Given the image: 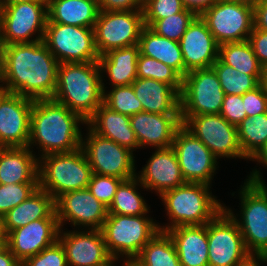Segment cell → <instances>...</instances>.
<instances>
[{
	"mask_svg": "<svg viewBox=\"0 0 267 266\" xmlns=\"http://www.w3.org/2000/svg\"><path fill=\"white\" fill-rule=\"evenodd\" d=\"M87 1L93 2L94 4L98 5L99 7H100V4L102 2V0H87Z\"/></svg>",
	"mask_w": 267,
	"mask_h": 266,
	"instance_id": "cell-61",
	"label": "cell"
},
{
	"mask_svg": "<svg viewBox=\"0 0 267 266\" xmlns=\"http://www.w3.org/2000/svg\"><path fill=\"white\" fill-rule=\"evenodd\" d=\"M254 27L267 31V0H261L254 7Z\"/></svg>",
	"mask_w": 267,
	"mask_h": 266,
	"instance_id": "cell-48",
	"label": "cell"
},
{
	"mask_svg": "<svg viewBox=\"0 0 267 266\" xmlns=\"http://www.w3.org/2000/svg\"><path fill=\"white\" fill-rule=\"evenodd\" d=\"M0 13L3 45L44 40L48 19L47 2L13 4L0 9ZM36 33L38 34L36 38H32Z\"/></svg>",
	"mask_w": 267,
	"mask_h": 266,
	"instance_id": "cell-12",
	"label": "cell"
},
{
	"mask_svg": "<svg viewBox=\"0 0 267 266\" xmlns=\"http://www.w3.org/2000/svg\"><path fill=\"white\" fill-rule=\"evenodd\" d=\"M103 94V103L110 109L127 116L143 111L140 100L136 97L132 85L112 87Z\"/></svg>",
	"mask_w": 267,
	"mask_h": 266,
	"instance_id": "cell-38",
	"label": "cell"
},
{
	"mask_svg": "<svg viewBox=\"0 0 267 266\" xmlns=\"http://www.w3.org/2000/svg\"><path fill=\"white\" fill-rule=\"evenodd\" d=\"M88 127L101 137L110 139L131 151L139 149L130 123V116L118 113L102 103L86 121Z\"/></svg>",
	"mask_w": 267,
	"mask_h": 266,
	"instance_id": "cell-25",
	"label": "cell"
},
{
	"mask_svg": "<svg viewBox=\"0 0 267 266\" xmlns=\"http://www.w3.org/2000/svg\"><path fill=\"white\" fill-rule=\"evenodd\" d=\"M145 216L108 214L101 231L112 259L125 255L126 261L132 262L160 231L158 223Z\"/></svg>",
	"mask_w": 267,
	"mask_h": 266,
	"instance_id": "cell-7",
	"label": "cell"
},
{
	"mask_svg": "<svg viewBox=\"0 0 267 266\" xmlns=\"http://www.w3.org/2000/svg\"><path fill=\"white\" fill-rule=\"evenodd\" d=\"M38 187L39 183L0 184V219L30 197Z\"/></svg>",
	"mask_w": 267,
	"mask_h": 266,
	"instance_id": "cell-40",
	"label": "cell"
},
{
	"mask_svg": "<svg viewBox=\"0 0 267 266\" xmlns=\"http://www.w3.org/2000/svg\"><path fill=\"white\" fill-rule=\"evenodd\" d=\"M29 147L0 151V184L38 183L39 158Z\"/></svg>",
	"mask_w": 267,
	"mask_h": 266,
	"instance_id": "cell-27",
	"label": "cell"
},
{
	"mask_svg": "<svg viewBox=\"0 0 267 266\" xmlns=\"http://www.w3.org/2000/svg\"><path fill=\"white\" fill-rule=\"evenodd\" d=\"M0 43H2L1 41V13H0Z\"/></svg>",
	"mask_w": 267,
	"mask_h": 266,
	"instance_id": "cell-62",
	"label": "cell"
},
{
	"mask_svg": "<svg viewBox=\"0 0 267 266\" xmlns=\"http://www.w3.org/2000/svg\"><path fill=\"white\" fill-rule=\"evenodd\" d=\"M207 238L209 266H238L252 256L237 222L225 209L207 223Z\"/></svg>",
	"mask_w": 267,
	"mask_h": 266,
	"instance_id": "cell-11",
	"label": "cell"
},
{
	"mask_svg": "<svg viewBox=\"0 0 267 266\" xmlns=\"http://www.w3.org/2000/svg\"><path fill=\"white\" fill-rule=\"evenodd\" d=\"M182 125L196 136L219 159L241 158L248 160L241 150L237 126L220 114L181 117Z\"/></svg>",
	"mask_w": 267,
	"mask_h": 266,
	"instance_id": "cell-15",
	"label": "cell"
},
{
	"mask_svg": "<svg viewBox=\"0 0 267 266\" xmlns=\"http://www.w3.org/2000/svg\"><path fill=\"white\" fill-rule=\"evenodd\" d=\"M132 262L137 266H181L175 245L164 231H159Z\"/></svg>",
	"mask_w": 267,
	"mask_h": 266,
	"instance_id": "cell-32",
	"label": "cell"
},
{
	"mask_svg": "<svg viewBox=\"0 0 267 266\" xmlns=\"http://www.w3.org/2000/svg\"><path fill=\"white\" fill-rule=\"evenodd\" d=\"M137 78L154 79L169 84L179 93L182 90L183 77L172 67L154 58L139 54L137 60Z\"/></svg>",
	"mask_w": 267,
	"mask_h": 266,
	"instance_id": "cell-37",
	"label": "cell"
},
{
	"mask_svg": "<svg viewBox=\"0 0 267 266\" xmlns=\"http://www.w3.org/2000/svg\"><path fill=\"white\" fill-rule=\"evenodd\" d=\"M7 248V236L0 229V253Z\"/></svg>",
	"mask_w": 267,
	"mask_h": 266,
	"instance_id": "cell-54",
	"label": "cell"
},
{
	"mask_svg": "<svg viewBox=\"0 0 267 266\" xmlns=\"http://www.w3.org/2000/svg\"><path fill=\"white\" fill-rule=\"evenodd\" d=\"M211 185L186 182L185 184L163 192L159 197L165 205L170 225H159L166 232L174 227L204 225L211 221L224 205L212 196Z\"/></svg>",
	"mask_w": 267,
	"mask_h": 266,
	"instance_id": "cell-5",
	"label": "cell"
},
{
	"mask_svg": "<svg viewBox=\"0 0 267 266\" xmlns=\"http://www.w3.org/2000/svg\"><path fill=\"white\" fill-rule=\"evenodd\" d=\"M44 43L59 63L98 62L94 28L46 23Z\"/></svg>",
	"mask_w": 267,
	"mask_h": 266,
	"instance_id": "cell-9",
	"label": "cell"
},
{
	"mask_svg": "<svg viewBox=\"0 0 267 266\" xmlns=\"http://www.w3.org/2000/svg\"><path fill=\"white\" fill-rule=\"evenodd\" d=\"M123 261L124 263L122 264V266H137L134 262H128L125 259Z\"/></svg>",
	"mask_w": 267,
	"mask_h": 266,
	"instance_id": "cell-58",
	"label": "cell"
},
{
	"mask_svg": "<svg viewBox=\"0 0 267 266\" xmlns=\"http://www.w3.org/2000/svg\"><path fill=\"white\" fill-rule=\"evenodd\" d=\"M21 266H68L63 246L57 240L35 256L29 257Z\"/></svg>",
	"mask_w": 267,
	"mask_h": 266,
	"instance_id": "cell-43",
	"label": "cell"
},
{
	"mask_svg": "<svg viewBox=\"0 0 267 266\" xmlns=\"http://www.w3.org/2000/svg\"><path fill=\"white\" fill-rule=\"evenodd\" d=\"M122 179L113 176H103L92 173L87 189L106 207H109Z\"/></svg>",
	"mask_w": 267,
	"mask_h": 266,
	"instance_id": "cell-42",
	"label": "cell"
},
{
	"mask_svg": "<svg viewBox=\"0 0 267 266\" xmlns=\"http://www.w3.org/2000/svg\"><path fill=\"white\" fill-rule=\"evenodd\" d=\"M0 266H21V262L6 248L0 253Z\"/></svg>",
	"mask_w": 267,
	"mask_h": 266,
	"instance_id": "cell-50",
	"label": "cell"
},
{
	"mask_svg": "<svg viewBox=\"0 0 267 266\" xmlns=\"http://www.w3.org/2000/svg\"><path fill=\"white\" fill-rule=\"evenodd\" d=\"M4 148H5L4 145L0 141V151H2Z\"/></svg>",
	"mask_w": 267,
	"mask_h": 266,
	"instance_id": "cell-63",
	"label": "cell"
},
{
	"mask_svg": "<svg viewBox=\"0 0 267 266\" xmlns=\"http://www.w3.org/2000/svg\"><path fill=\"white\" fill-rule=\"evenodd\" d=\"M130 123L139 149L147 145L155 149L172 147L175 133L182 125L180 114H156L145 111L130 116Z\"/></svg>",
	"mask_w": 267,
	"mask_h": 266,
	"instance_id": "cell-23",
	"label": "cell"
},
{
	"mask_svg": "<svg viewBox=\"0 0 267 266\" xmlns=\"http://www.w3.org/2000/svg\"><path fill=\"white\" fill-rule=\"evenodd\" d=\"M211 67L227 95H243L247 91L255 89L261 83L262 76H252L237 71L232 66L224 64L219 58Z\"/></svg>",
	"mask_w": 267,
	"mask_h": 266,
	"instance_id": "cell-36",
	"label": "cell"
},
{
	"mask_svg": "<svg viewBox=\"0 0 267 266\" xmlns=\"http://www.w3.org/2000/svg\"><path fill=\"white\" fill-rule=\"evenodd\" d=\"M242 100L247 117L267 112V95L261 84L255 89L244 93Z\"/></svg>",
	"mask_w": 267,
	"mask_h": 266,
	"instance_id": "cell-45",
	"label": "cell"
},
{
	"mask_svg": "<svg viewBox=\"0 0 267 266\" xmlns=\"http://www.w3.org/2000/svg\"><path fill=\"white\" fill-rule=\"evenodd\" d=\"M172 148L185 182L212 183L218 158L183 125L175 133Z\"/></svg>",
	"mask_w": 267,
	"mask_h": 266,
	"instance_id": "cell-16",
	"label": "cell"
},
{
	"mask_svg": "<svg viewBox=\"0 0 267 266\" xmlns=\"http://www.w3.org/2000/svg\"><path fill=\"white\" fill-rule=\"evenodd\" d=\"M100 8L87 0H50L47 22L94 28Z\"/></svg>",
	"mask_w": 267,
	"mask_h": 266,
	"instance_id": "cell-30",
	"label": "cell"
},
{
	"mask_svg": "<svg viewBox=\"0 0 267 266\" xmlns=\"http://www.w3.org/2000/svg\"><path fill=\"white\" fill-rule=\"evenodd\" d=\"M224 97L212 67L189 71L182 81L180 116L220 114Z\"/></svg>",
	"mask_w": 267,
	"mask_h": 266,
	"instance_id": "cell-8",
	"label": "cell"
},
{
	"mask_svg": "<svg viewBox=\"0 0 267 266\" xmlns=\"http://www.w3.org/2000/svg\"><path fill=\"white\" fill-rule=\"evenodd\" d=\"M141 172V173H140ZM142 189L163 192L185 184L178 158L172 147L155 149L142 171L136 174Z\"/></svg>",
	"mask_w": 267,
	"mask_h": 266,
	"instance_id": "cell-22",
	"label": "cell"
},
{
	"mask_svg": "<svg viewBox=\"0 0 267 266\" xmlns=\"http://www.w3.org/2000/svg\"><path fill=\"white\" fill-rule=\"evenodd\" d=\"M260 262V264H259ZM261 263L267 264V257L265 256H251L247 261L238 266H260Z\"/></svg>",
	"mask_w": 267,
	"mask_h": 266,
	"instance_id": "cell-52",
	"label": "cell"
},
{
	"mask_svg": "<svg viewBox=\"0 0 267 266\" xmlns=\"http://www.w3.org/2000/svg\"><path fill=\"white\" fill-rule=\"evenodd\" d=\"M86 121L53 98L34 100L31 111L28 147L39 145L40 157L53 153H67L81 147Z\"/></svg>",
	"mask_w": 267,
	"mask_h": 266,
	"instance_id": "cell-2",
	"label": "cell"
},
{
	"mask_svg": "<svg viewBox=\"0 0 267 266\" xmlns=\"http://www.w3.org/2000/svg\"><path fill=\"white\" fill-rule=\"evenodd\" d=\"M261 174L259 170H253L240 188V218L226 205L224 207L237 222L252 256L267 255V185Z\"/></svg>",
	"mask_w": 267,
	"mask_h": 266,
	"instance_id": "cell-4",
	"label": "cell"
},
{
	"mask_svg": "<svg viewBox=\"0 0 267 266\" xmlns=\"http://www.w3.org/2000/svg\"><path fill=\"white\" fill-rule=\"evenodd\" d=\"M140 54L139 45L135 44L119 49L109 50L100 55V71L108 74L112 87L132 85L137 79V60Z\"/></svg>",
	"mask_w": 267,
	"mask_h": 266,
	"instance_id": "cell-29",
	"label": "cell"
},
{
	"mask_svg": "<svg viewBox=\"0 0 267 266\" xmlns=\"http://www.w3.org/2000/svg\"><path fill=\"white\" fill-rule=\"evenodd\" d=\"M39 219L58 218L55 212L54 198L38 187L30 197L0 219V229L7 235L9 232Z\"/></svg>",
	"mask_w": 267,
	"mask_h": 266,
	"instance_id": "cell-24",
	"label": "cell"
},
{
	"mask_svg": "<svg viewBox=\"0 0 267 266\" xmlns=\"http://www.w3.org/2000/svg\"><path fill=\"white\" fill-rule=\"evenodd\" d=\"M145 0H102L100 11L142 10Z\"/></svg>",
	"mask_w": 267,
	"mask_h": 266,
	"instance_id": "cell-47",
	"label": "cell"
},
{
	"mask_svg": "<svg viewBox=\"0 0 267 266\" xmlns=\"http://www.w3.org/2000/svg\"><path fill=\"white\" fill-rule=\"evenodd\" d=\"M59 64L44 41L4 45L1 87L34 100L53 98Z\"/></svg>",
	"mask_w": 267,
	"mask_h": 266,
	"instance_id": "cell-1",
	"label": "cell"
},
{
	"mask_svg": "<svg viewBox=\"0 0 267 266\" xmlns=\"http://www.w3.org/2000/svg\"><path fill=\"white\" fill-rule=\"evenodd\" d=\"M262 87L264 88L265 94L267 95V68L263 70L261 83Z\"/></svg>",
	"mask_w": 267,
	"mask_h": 266,
	"instance_id": "cell-57",
	"label": "cell"
},
{
	"mask_svg": "<svg viewBox=\"0 0 267 266\" xmlns=\"http://www.w3.org/2000/svg\"><path fill=\"white\" fill-rule=\"evenodd\" d=\"M34 99L7 92L0 99V141L4 147H28Z\"/></svg>",
	"mask_w": 267,
	"mask_h": 266,
	"instance_id": "cell-18",
	"label": "cell"
},
{
	"mask_svg": "<svg viewBox=\"0 0 267 266\" xmlns=\"http://www.w3.org/2000/svg\"><path fill=\"white\" fill-rule=\"evenodd\" d=\"M38 158L39 188L48 192L54 200L66 192L88 187L92 169L81 147L72 152L53 153Z\"/></svg>",
	"mask_w": 267,
	"mask_h": 266,
	"instance_id": "cell-6",
	"label": "cell"
},
{
	"mask_svg": "<svg viewBox=\"0 0 267 266\" xmlns=\"http://www.w3.org/2000/svg\"><path fill=\"white\" fill-rule=\"evenodd\" d=\"M179 45L183 54L184 76L189 71L211 67L218 59L219 44L198 15L189 24Z\"/></svg>",
	"mask_w": 267,
	"mask_h": 266,
	"instance_id": "cell-20",
	"label": "cell"
},
{
	"mask_svg": "<svg viewBox=\"0 0 267 266\" xmlns=\"http://www.w3.org/2000/svg\"><path fill=\"white\" fill-rule=\"evenodd\" d=\"M171 237L181 266H209L207 224L174 227Z\"/></svg>",
	"mask_w": 267,
	"mask_h": 266,
	"instance_id": "cell-26",
	"label": "cell"
},
{
	"mask_svg": "<svg viewBox=\"0 0 267 266\" xmlns=\"http://www.w3.org/2000/svg\"><path fill=\"white\" fill-rule=\"evenodd\" d=\"M200 17L219 45L248 40L254 27V8L229 0H218Z\"/></svg>",
	"mask_w": 267,
	"mask_h": 266,
	"instance_id": "cell-13",
	"label": "cell"
},
{
	"mask_svg": "<svg viewBox=\"0 0 267 266\" xmlns=\"http://www.w3.org/2000/svg\"><path fill=\"white\" fill-rule=\"evenodd\" d=\"M58 241L64 248L68 266H104L112 260L101 230L63 232L60 228Z\"/></svg>",
	"mask_w": 267,
	"mask_h": 266,
	"instance_id": "cell-19",
	"label": "cell"
},
{
	"mask_svg": "<svg viewBox=\"0 0 267 266\" xmlns=\"http://www.w3.org/2000/svg\"><path fill=\"white\" fill-rule=\"evenodd\" d=\"M251 161H257L258 163L263 164L267 168V141L264 146L255 154L251 159Z\"/></svg>",
	"mask_w": 267,
	"mask_h": 266,
	"instance_id": "cell-51",
	"label": "cell"
},
{
	"mask_svg": "<svg viewBox=\"0 0 267 266\" xmlns=\"http://www.w3.org/2000/svg\"><path fill=\"white\" fill-rule=\"evenodd\" d=\"M139 183L140 181L136 176L122 181L117 187L112 203L108 207V214L147 215L150 209L141 193H138L137 187L140 185Z\"/></svg>",
	"mask_w": 267,
	"mask_h": 266,
	"instance_id": "cell-34",
	"label": "cell"
},
{
	"mask_svg": "<svg viewBox=\"0 0 267 266\" xmlns=\"http://www.w3.org/2000/svg\"><path fill=\"white\" fill-rule=\"evenodd\" d=\"M185 9L193 11L200 16L205 10L209 9L218 0H181Z\"/></svg>",
	"mask_w": 267,
	"mask_h": 266,
	"instance_id": "cell-49",
	"label": "cell"
},
{
	"mask_svg": "<svg viewBox=\"0 0 267 266\" xmlns=\"http://www.w3.org/2000/svg\"><path fill=\"white\" fill-rule=\"evenodd\" d=\"M117 261V259H112L111 261H109L106 265L104 266H115V262Z\"/></svg>",
	"mask_w": 267,
	"mask_h": 266,
	"instance_id": "cell-60",
	"label": "cell"
},
{
	"mask_svg": "<svg viewBox=\"0 0 267 266\" xmlns=\"http://www.w3.org/2000/svg\"><path fill=\"white\" fill-rule=\"evenodd\" d=\"M85 138L82 135L81 148L84 151L92 173L128 180L137 174L133 151L116 142L101 137L88 127Z\"/></svg>",
	"mask_w": 267,
	"mask_h": 266,
	"instance_id": "cell-10",
	"label": "cell"
},
{
	"mask_svg": "<svg viewBox=\"0 0 267 266\" xmlns=\"http://www.w3.org/2000/svg\"><path fill=\"white\" fill-rule=\"evenodd\" d=\"M181 0H145L143 17L146 27H150L156 20L178 14L184 10Z\"/></svg>",
	"mask_w": 267,
	"mask_h": 266,
	"instance_id": "cell-41",
	"label": "cell"
},
{
	"mask_svg": "<svg viewBox=\"0 0 267 266\" xmlns=\"http://www.w3.org/2000/svg\"><path fill=\"white\" fill-rule=\"evenodd\" d=\"M0 9H2V0H0Z\"/></svg>",
	"mask_w": 267,
	"mask_h": 266,
	"instance_id": "cell-64",
	"label": "cell"
},
{
	"mask_svg": "<svg viewBox=\"0 0 267 266\" xmlns=\"http://www.w3.org/2000/svg\"><path fill=\"white\" fill-rule=\"evenodd\" d=\"M243 155L250 160L267 141V112L246 117L237 125Z\"/></svg>",
	"mask_w": 267,
	"mask_h": 266,
	"instance_id": "cell-35",
	"label": "cell"
},
{
	"mask_svg": "<svg viewBox=\"0 0 267 266\" xmlns=\"http://www.w3.org/2000/svg\"><path fill=\"white\" fill-rule=\"evenodd\" d=\"M218 58L237 71L262 76L264 68L255 56L248 40L219 45Z\"/></svg>",
	"mask_w": 267,
	"mask_h": 266,
	"instance_id": "cell-33",
	"label": "cell"
},
{
	"mask_svg": "<svg viewBox=\"0 0 267 266\" xmlns=\"http://www.w3.org/2000/svg\"><path fill=\"white\" fill-rule=\"evenodd\" d=\"M248 41L262 67L267 68V31L253 27Z\"/></svg>",
	"mask_w": 267,
	"mask_h": 266,
	"instance_id": "cell-46",
	"label": "cell"
},
{
	"mask_svg": "<svg viewBox=\"0 0 267 266\" xmlns=\"http://www.w3.org/2000/svg\"><path fill=\"white\" fill-rule=\"evenodd\" d=\"M144 27L142 10L100 11L94 26L98 54L138 44Z\"/></svg>",
	"mask_w": 267,
	"mask_h": 266,
	"instance_id": "cell-14",
	"label": "cell"
},
{
	"mask_svg": "<svg viewBox=\"0 0 267 266\" xmlns=\"http://www.w3.org/2000/svg\"><path fill=\"white\" fill-rule=\"evenodd\" d=\"M102 77L98 62L60 63L53 99L87 121L103 103Z\"/></svg>",
	"mask_w": 267,
	"mask_h": 266,
	"instance_id": "cell-3",
	"label": "cell"
},
{
	"mask_svg": "<svg viewBox=\"0 0 267 266\" xmlns=\"http://www.w3.org/2000/svg\"><path fill=\"white\" fill-rule=\"evenodd\" d=\"M32 1H44V0H2V8L11 6L13 4L28 3Z\"/></svg>",
	"mask_w": 267,
	"mask_h": 266,
	"instance_id": "cell-53",
	"label": "cell"
},
{
	"mask_svg": "<svg viewBox=\"0 0 267 266\" xmlns=\"http://www.w3.org/2000/svg\"><path fill=\"white\" fill-rule=\"evenodd\" d=\"M55 212L60 228L65 225V221H68L74 227L81 226V230L82 227L85 230H101L108 216V207L98 201L86 188L59 196L55 200Z\"/></svg>",
	"mask_w": 267,
	"mask_h": 266,
	"instance_id": "cell-17",
	"label": "cell"
},
{
	"mask_svg": "<svg viewBox=\"0 0 267 266\" xmlns=\"http://www.w3.org/2000/svg\"><path fill=\"white\" fill-rule=\"evenodd\" d=\"M58 219H39L19 227L7 236V248L22 263L58 240Z\"/></svg>",
	"mask_w": 267,
	"mask_h": 266,
	"instance_id": "cell-21",
	"label": "cell"
},
{
	"mask_svg": "<svg viewBox=\"0 0 267 266\" xmlns=\"http://www.w3.org/2000/svg\"><path fill=\"white\" fill-rule=\"evenodd\" d=\"M138 45L140 54L161 61L184 77L183 54L179 42L159 36L145 26L140 34Z\"/></svg>",
	"mask_w": 267,
	"mask_h": 266,
	"instance_id": "cell-31",
	"label": "cell"
},
{
	"mask_svg": "<svg viewBox=\"0 0 267 266\" xmlns=\"http://www.w3.org/2000/svg\"><path fill=\"white\" fill-rule=\"evenodd\" d=\"M196 16L193 11L184 9L178 14L156 20L149 28L159 36L179 42Z\"/></svg>",
	"mask_w": 267,
	"mask_h": 266,
	"instance_id": "cell-39",
	"label": "cell"
},
{
	"mask_svg": "<svg viewBox=\"0 0 267 266\" xmlns=\"http://www.w3.org/2000/svg\"><path fill=\"white\" fill-rule=\"evenodd\" d=\"M7 93V91L0 86V99Z\"/></svg>",
	"mask_w": 267,
	"mask_h": 266,
	"instance_id": "cell-59",
	"label": "cell"
},
{
	"mask_svg": "<svg viewBox=\"0 0 267 266\" xmlns=\"http://www.w3.org/2000/svg\"><path fill=\"white\" fill-rule=\"evenodd\" d=\"M143 111L156 114H180V93L169 84L137 78L132 83Z\"/></svg>",
	"mask_w": 267,
	"mask_h": 266,
	"instance_id": "cell-28",
	"label": "cell"
},
{
	"mask_svg": "<svg viewBox=\"0 0 267 266\" xmlns=\"http://www.w3.org/2000/svg\"><path fill=\"white\" fill-rule=\"evenodd\" d=\"M3 56H4V45L0 43V83L3 77Z\"/></svg>",
	"mask_w": 267,
	"mask_h": 266,
	"instance_id": "cell-56",
	"label": "cell"
},
{
	"mask_svg": "<svg viewBox=\"0 0 267 266\" xmlns=\"http://www.w3.org/2000/svg\"><path fill=\"white\" fill-rule=\"evenodd\" d=\"M229 1L245 4L254 8L261 0H229Z\"/></svg>",
	"mask_w": 267,
	"mask_h": 266,
	"instance_id": "cell-55",
	"label": "cell"
},
{
	"mask_svg": "<svg viewBox=\"0 0 267 266\" xmlns=\"http://www.w3.org/2000/svg\"><path fill=\"white\" fill-rule=\"evenodd\" d=\"M220 115L235 126L242 122L247 117L242 95L225 94Z\"/></svg>",
	"mask_w": 267,
	"mask_h": 266,
	"instance_id": "cell-44",
	"label": "cell"
}]
</instances>
